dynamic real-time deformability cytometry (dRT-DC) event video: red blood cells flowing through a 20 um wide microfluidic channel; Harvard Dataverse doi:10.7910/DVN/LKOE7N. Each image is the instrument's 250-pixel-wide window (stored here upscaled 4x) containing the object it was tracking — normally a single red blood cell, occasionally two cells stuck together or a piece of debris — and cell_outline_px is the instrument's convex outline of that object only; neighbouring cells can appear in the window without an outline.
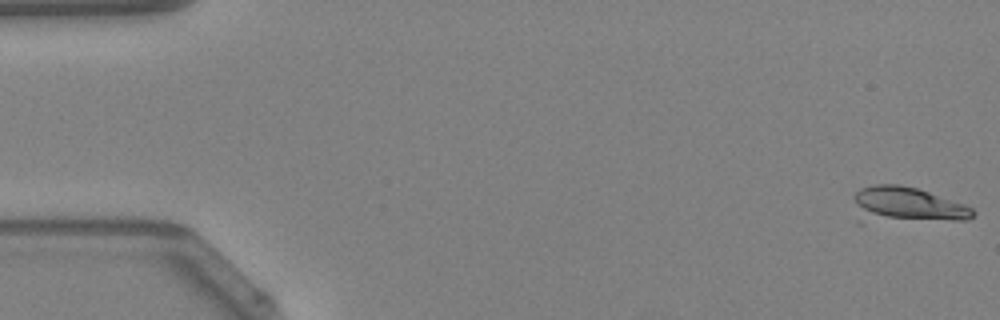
{"species": "Egyptian fruit bat (a non-hibernating species)", "species_latin": "Rousettus aegyptiacus", "temperature_condition": "warm", "stored_images_in_passage": 14, "camera_frame_rate_fps": 3000, "um_per_image_px": 0.085, "animal": {"sex": "female"}, "frame": {"image": 1, "passage_image": 1, "time_ms": 0.0, "image_size_px": [1000, 320], "cell_outline_px": [[976, 212], [968, 220], [860, 224], [856, 220], [856, 192], [860, 188], [876, 184], [900, 184], [916, 188], [964, 204], [972, 208]], "centroid_in_image_um": [77.01, 17.49], "position_along_channel_um": 8.0, "area_um2": 25.78}}
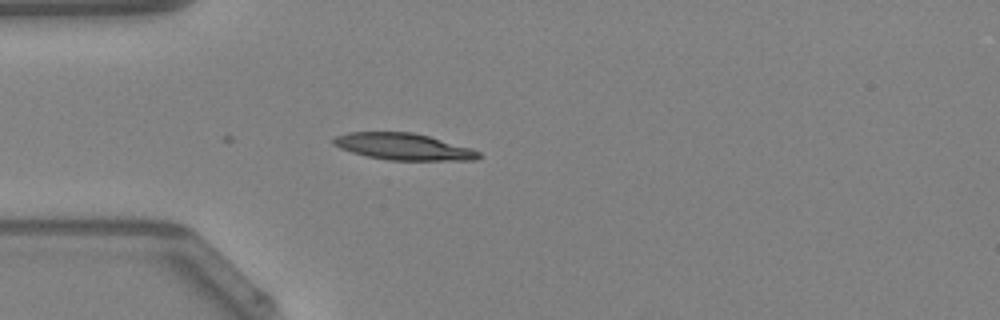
{"frame": {"image": 2, "passage_image": 14, "time_ms": 4.333, "image_size_px": [1000, 320], "cell_outline_px": [[480, 156], [476, 160], [388, 160], [368, 156], [352, 152], [340, 148], [332, 144], [332, 140], [336, 136], [348, 132], [412, 132], [428, 136], [472, 148], [480, 152]], "centroid_in_image_um": [34.28, 12.46], "position_along_channel_um": 50.7, "area_um2": 22.43}}